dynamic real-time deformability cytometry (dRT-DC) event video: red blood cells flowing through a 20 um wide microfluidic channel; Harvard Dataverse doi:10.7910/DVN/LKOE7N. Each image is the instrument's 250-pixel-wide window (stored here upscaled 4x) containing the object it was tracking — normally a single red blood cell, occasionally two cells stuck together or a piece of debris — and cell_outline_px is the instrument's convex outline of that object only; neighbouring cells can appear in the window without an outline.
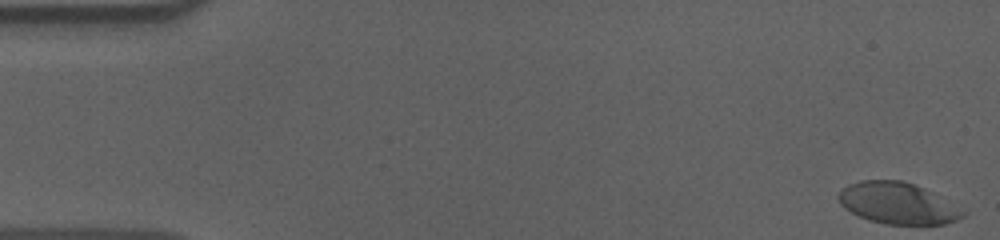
{"species": "human", "species_latin": "Homo sapiens", "temperature_condition": "cold", "stored_images_in_passage": 56, "camera_frame_rate_fps": 3000, "um_per_image_px": 0.085, "donor": {"sex": "male"}, "frame": {"image": 1, "passage_image": 1, "time_ms": 0.0, "image_size_px": [1000, 240], "cell_outline_px": [[968, 212], [964, 216], [956, 220], [944, 224], [884, 224], [868, 220], [844, 208], [840, 204], [836, 196], [848, 184], [860, 180], [904, 180], [924, 188], [932, 192]], "centroid_in_image_um": [76.29, 17.27], "position_along_channel_um": 8.7, "area_um2": 30.06}}
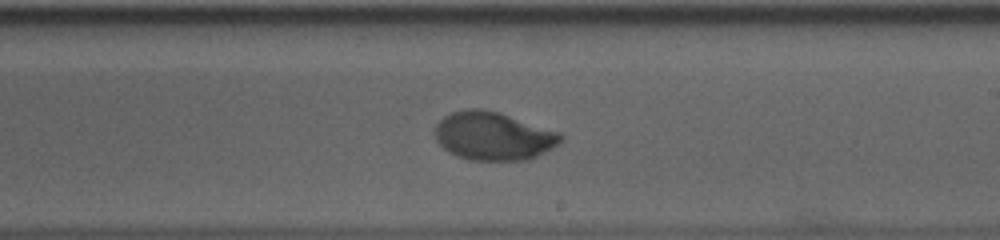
{"frame": {"image": 2, "passage_image": 33, "time_ms": 10.667, "image_size_px": [1000, 240], "cell_outline_px": [[564, 140], [552, 148], [528, 160], [468, 160], [456, 156], [448, 152], [436, 140], [436, 124], [444, 116], [452, 112], [464, 108], [484, 108], [500, 112], [560, 132], [564, 136]], "centroid_in_image_um": [41.94, 11.55], "position_along_channel_um": 247.1, "area_um2": 35.66}}
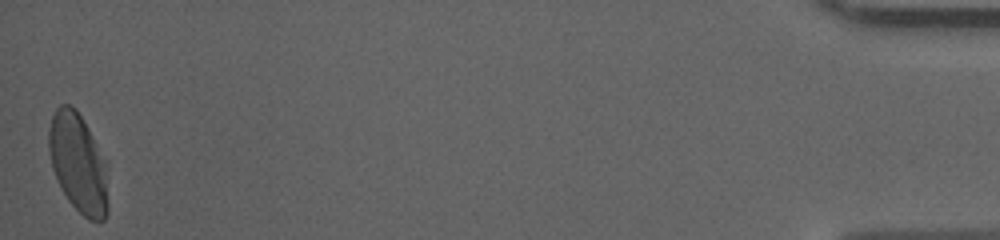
{"frame": {"image": 3, "passage_image": 56, "time_ms": 18.333, "image_size_px": [1000, 240], "cell_outline_px": [[108, 212], [104, 220], [88, 220], [68, 200], [52, 168], [48, 148], [48, 128], [52, 116], [56, 108], [60, 104], [72, 104], [76, 108], [108, 160]], "centroid_in_image_um": [6.69, 13.83], "position_along_channel_um": 428.5, "area_um2": 34.97}, "authors_computed_cell_mechanics": {"area_um2": 34.5066, "velocity_mm_per_s": 3.605, "shape_relaxation_time_tau1_ms": 4.5879, "shape_relaxation_time_tau2_ms": null, "deformation_change_tau1": 0.175, "deformation_change_tau2": null}}